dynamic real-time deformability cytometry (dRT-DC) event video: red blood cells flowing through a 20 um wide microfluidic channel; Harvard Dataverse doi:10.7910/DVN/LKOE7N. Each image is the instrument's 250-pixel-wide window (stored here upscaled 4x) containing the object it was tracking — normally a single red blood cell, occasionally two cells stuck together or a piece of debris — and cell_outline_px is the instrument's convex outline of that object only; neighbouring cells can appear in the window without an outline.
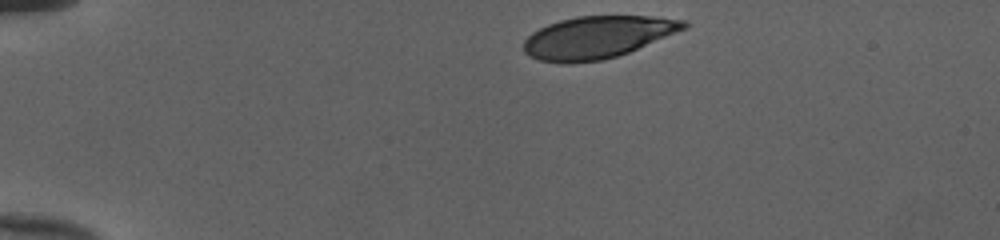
{"species": "human", "species_latin": "Homo sapiens", "temperature_condition": "cold", "stored_images_in_passage": 35, "camera_frame_rate_fps": 3000, "um_per_image_px": 0.085, "donor": {"sex": "female"}, "frame": {"image": 1, "passage_image": 1, "time_ms": 0.0, "image_size_px": [1000, 240], "cell_outline_px": [[688, 28], [628, 52], [616, 56], [600, 60], [564, 64], [540, 60], [524, 52], [524, 40], [532, 32], [548, 24], [560, 20], [576, 16], [648, 16], [688, 20]], "centroid_in_image_um": [50.8, 3.15], "position_along_channel_um": 34.2, "area_um2": 39.25}}
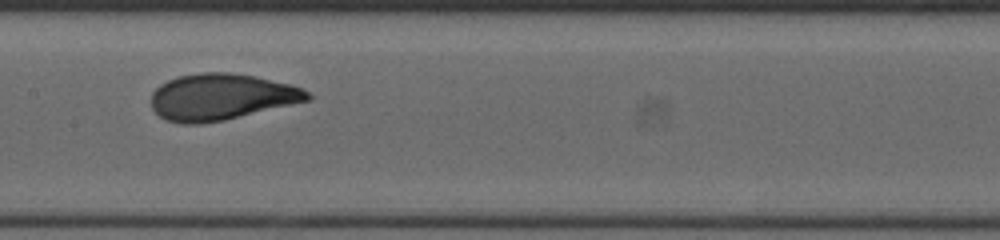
{"frame": {"image": 2, "passage_image": 18, "time_ms": 5.667, "image_size_px": [1000, 240], "cell_outline_px": [[312, 100], [224, 120], [200, 124], [184, 124], [164, 120], [152, 108], [152, 92], [160, 84], [168, 80], [180, 76], [200, 72], [228, 72], [256, 76], [288, 84], [300, 88], [308, 92], [312, 96]], "centroid_in_image_um": [18.8, 8.24], "position_along_channel_um": 188.6, "area_um2": 42.25}}
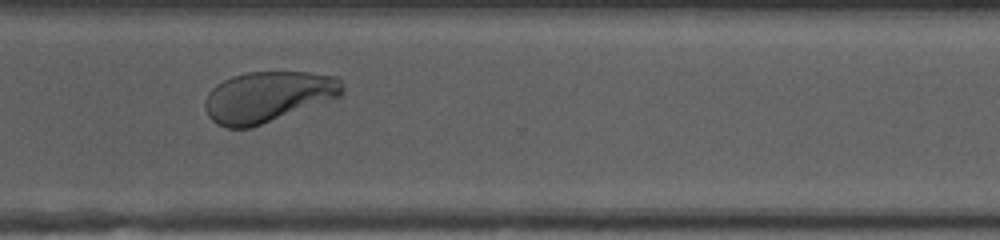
{"frame": {"image": 3, "passage_image": 30, "time_ms": 9.667, "image_size_px": [1000, 240], "cell_outline_px": [[344, 92], [340, 96], [332, 100], [252, 128], [228, 128], [216, 124], [208, 116], [204, 108], [204, 100], [208, 92], [216, 84], [232, 76], [248, 72], [308, 72], [336, 76], [340, 80], [344, 88]], "centroid_in_image_um": [22.76, 8.23], "position_along_channel_um": 347.8, "area_um2": 41.04}, "authors_computed_cell_mechanics": {"area_um2": 41.616, "velocity_mm_per_s": 3.9933, "shape_relaxation_time_tau1_ms": 2.5522, "shape_relaxation_time_tau2_ms": null, "deformation_change_tau1": 0.1806, "deformation_change_tau2": null}}